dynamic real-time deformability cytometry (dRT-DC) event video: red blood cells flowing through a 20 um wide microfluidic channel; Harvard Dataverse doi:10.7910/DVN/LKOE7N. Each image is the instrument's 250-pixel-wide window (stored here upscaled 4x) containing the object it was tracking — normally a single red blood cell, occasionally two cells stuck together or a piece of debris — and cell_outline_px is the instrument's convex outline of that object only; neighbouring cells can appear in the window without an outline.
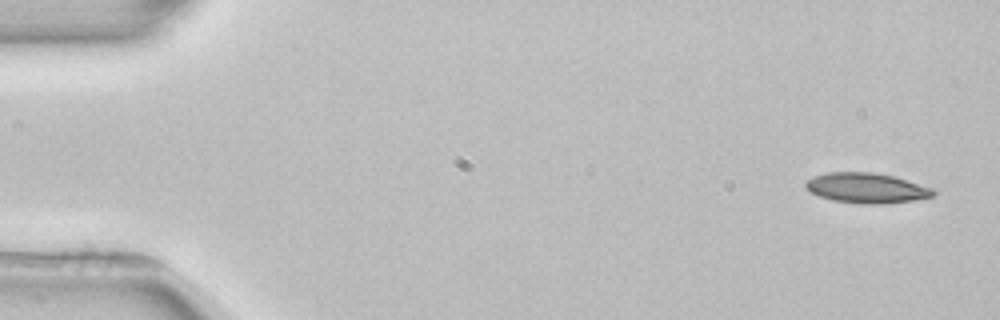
{"species": "common noctule bat (a hibernating species)", "species_latin": "Nyctalus noctula", "temperature_condition": "room temperature", "stored_images_in_passage": 5, "camera_frame_rate_fps": 3000, "um_per_image_px": 0.085, "animal": {"sex": "female", "body_mass_g": 22.7, "forearm_length_mm": 54.2}, "frame": {"image": 1, "passage_image": 1, "time_ms": 0.0, "image_size_px": [1000, 320], "cell_outline_px": [[936, 196], [912, 200], [884, 204], [864, 204], [832, 200], [808, 192], [804, 188], [804, 180], [812, 176], [824, 172], [872, 172], [892, 176], [932, 188], [936, 192]], "centroid_in_image_um": [73.57, 15.98], "position_along_channel_um": 11.4, "area_um2": 22.6}}
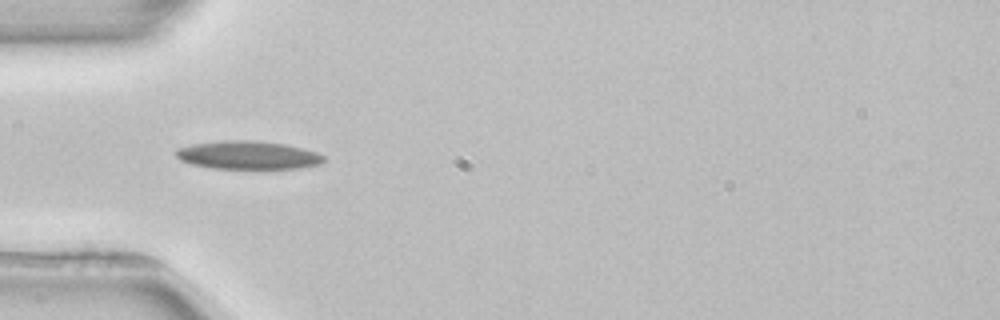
{"frame": {"image": 2, "passage_image": 4, "time_ms": 4.667, "image_size_px": [1000, 320], "cell_outline_px": [[324, 160], [320, 164], [300, 168], [212, 168], [192, 164], [180, 160], [176, 156], [176, 148], [192, 144], [224, 140], [252, 140], [284, 144], [304, 148], [316, 152], [324, 156]], "centroid_in_image_um": [21.07, 13.18], "position_along_channel_um": 63.9, "area_um2": 24.22}}